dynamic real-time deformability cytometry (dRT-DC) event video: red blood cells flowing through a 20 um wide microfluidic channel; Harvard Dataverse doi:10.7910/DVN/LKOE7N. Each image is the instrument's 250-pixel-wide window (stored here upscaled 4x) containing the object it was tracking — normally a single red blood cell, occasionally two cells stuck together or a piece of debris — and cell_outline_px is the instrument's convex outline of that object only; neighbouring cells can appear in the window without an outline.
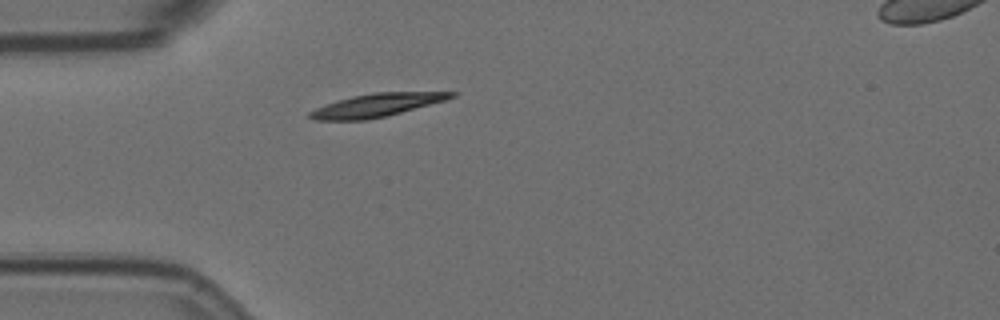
{"species": "Egyptian fruit bat (a non-hibernating species)", "species_latin": "Rousettus aegyptiacus", "temperature_condition": "room temperature", "stored_images_in_passage": 1, "camera_frame_rate_fps": 3000, "um_per_image_px": 0.085, "animal": {"sex": "female"}, "frame": {"image": 1, "passage_image": 1, "time_ms": 0.0, "image_size_px": [1000, 320], "cell_outline_px": [[460, 92], [456, 96], [444, 100], [388, 116], [364, 120], [312, 120], [308, 116], [308, 112], [324, 104], [352, 96], [372, 92]], "centroid_in_image_um": [31.98, 8.94], "position_along_channel_um": 53.0, "area_um2": 19.07}}